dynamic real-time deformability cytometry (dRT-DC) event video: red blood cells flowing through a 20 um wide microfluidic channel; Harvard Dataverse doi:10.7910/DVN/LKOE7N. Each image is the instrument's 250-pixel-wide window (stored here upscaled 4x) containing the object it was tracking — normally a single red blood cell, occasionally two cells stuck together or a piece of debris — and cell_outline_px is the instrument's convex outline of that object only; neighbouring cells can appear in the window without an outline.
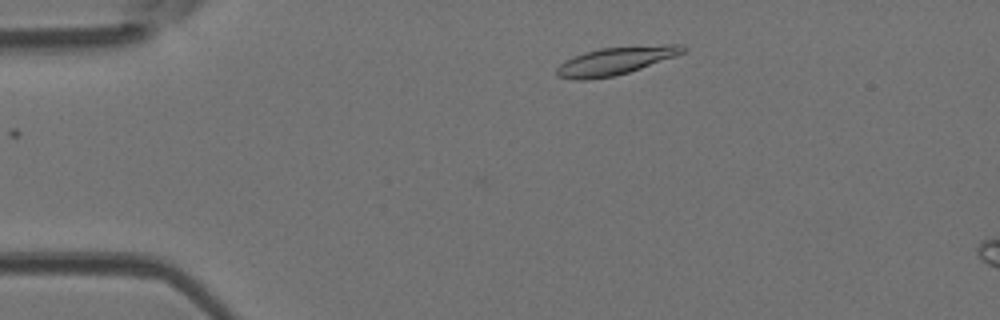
{"species": "Egyptian fruit bat (a non-hibernating species)", "species_latin": "Rousettus aegyptiacus", "temperature_condition": "room temperature", "stored_images_in_passage": 6, "camera_frame_rate_fps": 3000, "um_per_image_px": 0.085, "animal": {"sex": "female"}, "frame": {"image": 1, "passage_image": 1, "time_ms": 0.0, "image_size_px": [1000, 320], "cell_outline_px": [[688, 48], [684, 52], [676, 56], [616, 76], [588, 80], [572, 80], [556, 76], [556, 68], [564, 60], [584, 52], [600, 48], [668, 44], [680, 44]], "centroid_in_image_um": [52.29, 5.18], "position_along_channel_um": 32.7, "area_um2": 20.58}}